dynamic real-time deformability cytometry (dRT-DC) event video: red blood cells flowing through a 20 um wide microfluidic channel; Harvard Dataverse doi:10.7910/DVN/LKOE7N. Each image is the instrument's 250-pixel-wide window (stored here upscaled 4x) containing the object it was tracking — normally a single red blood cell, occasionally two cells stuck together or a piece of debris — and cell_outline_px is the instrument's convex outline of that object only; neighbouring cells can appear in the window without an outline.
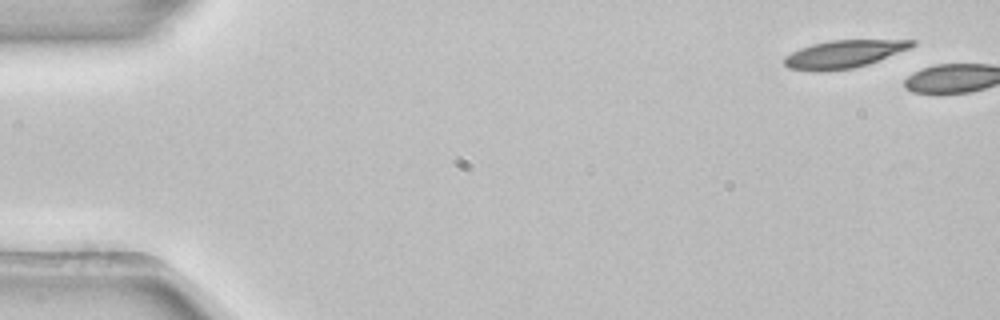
{"species": "common noctule bat (a hibernating species)", "species_latin": "Nyctalus noctula", "temperature_condition": "room temperature", "stored_images_in_passage": 2, "camera_frame_rate_fps": 3000, "um_per_image_px": 0.085, "animal": {"sex": "female", "body_mass_g": 22.7, "forearm_length_mm": 54.2}, "frame": {"image": 1, "passage_image": 1, "time_ms": 0.0, "image_size_px": [1000, 320], "cell_outline_px": [[916, 44], [908, 48], [868, 64], [852, 68], [788, 68], [784, 64], [784, 56], [800, 48], [812, 44], [832, 40], [916, 40]], "centroid_in_image_um": [71.76, 4.54], "position_along_channel_um": 13.2, "area_um2": 19.48}}